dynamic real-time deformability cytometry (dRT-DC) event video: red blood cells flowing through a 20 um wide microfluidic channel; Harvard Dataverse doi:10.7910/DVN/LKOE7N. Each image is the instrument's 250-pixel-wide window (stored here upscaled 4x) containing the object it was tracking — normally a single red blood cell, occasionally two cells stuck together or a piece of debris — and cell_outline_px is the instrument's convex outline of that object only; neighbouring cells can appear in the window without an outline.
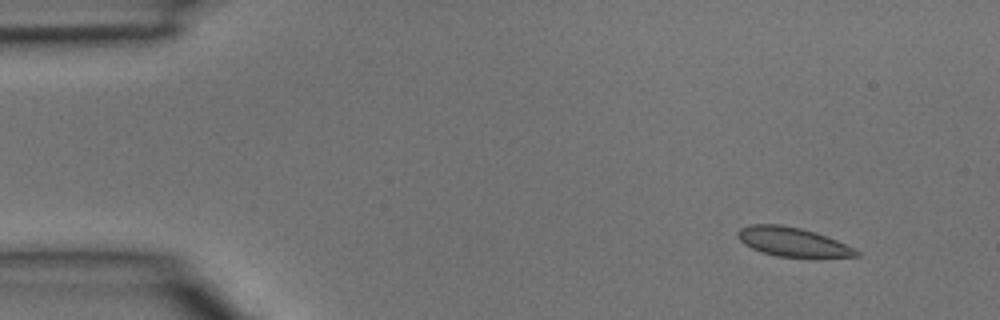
{"species": "common noctule bat (a hibernating species)", "species_latin": "Nyctalus noctula", "temperature_condition": "room temperature", "stored_images_in_passage": 3, "camera_frame_rate_fps": 3000, "um_per_image_px": 0.085, "animal": {"sex": "male", "body_mass_g": 15.6}, "frame": {"image": 1, "passage_image": 1, "time_ms": 0.0, "image_size_px": [1000, 320], "cell_outline_px": [[860, 256], [816, 260], [776, 256], [752, 248], [744, 244], [736, 236], [736, 232], [740, 228], [748, 224], [780, 224], [800, 228], [816, 232], [836, 240], [860, 252]], "centroid_in_image_um": [67.41, 20.61], "position_along_channel_um": 17.6, "area_um2": 20.87}}
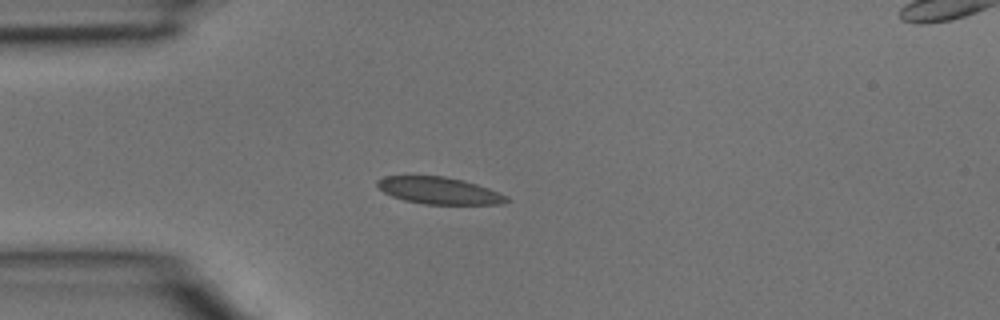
{"frame": {"image": 2, "passage_image": 3, "time_ms": 0.667, "image_size_px": [1000, 320], "cell_outline_px": [[512, 200], [500, 204], [424, 204], [404, 200], [392, 196], [384, 192], [376, 184], [376, 180], [384, 176], [444, 176], [464, 180], [488, 188], [508, 196]], "centroid_in_image_um": [37.33, 16.2], "position_along_channel_um": 47.7, "area_um2": 20.29}}